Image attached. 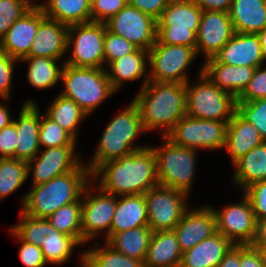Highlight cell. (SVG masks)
<instances>
[{
    "mask_svg": "<svg viewBox=\"0 0 266 267\" xmlns=\"http://www.w3.org/2000/svg\"><path fill=\"white\" fill-rule=\"evenodd\" d=\"M91 176L92 181L102 176L99 189L118 197L144 195L159 185L156 157L149 146L101 164Z\"/></svg>",
    "mask_w": 266,
    "mask_h": 267,
    "instance_id": "cell-1",
    "label": "cell"
},
{
    "mask_svg": "<svg viewBox=\"0 0 266 267\" xmlns=\"http://www.w3.org/2000/svg\"><path fill=\"white\" fill-rule=\"evenodd\" d=\"M132 102L145 131L159 127L166 136L186 115V84L148 81Z\"/></svg>",
    "mask_w": 266,
    "mask_h": 267,
    "instance_id": "cell-2",
    "label": "cell"
},
{
    "mask_svg": "<svg viewBox=\"0 0 266 267\" xmlns=\"http://www.w3.org/2000/svg\"><path fill=\"white\" fill-rule=\"evenodd\" d=\"M92 177L82 163L66 174L33 186L22 200V212L34 218H47L62 206L77 202Z\"/></svg>",
    "mask_w": 266,
    "mask_h": 267,
    "instance_id": "cell-3",
    "label": "cell"
},
{
    "mask_svg": "<svg viewBox=\"0 0 266 267\" xmlns=\"http://www.w3.org/2000/svg\"><path fill=\"white\" fill-rule=\"evenodd\" d=\"M144 131L139 111L136 105L131 102L107 125L95 151V156L87 166L90 173L92 174L105 162L116 160L134 150L145 148L146 146L134 147L132 145L136 136Z\"/></svg>",
    "mask_w": 266,
    "mask_h": 267,
    "instance_id": "cell-4",
    "label": "cell"
},
{
    "mask_svg": "<svg viewBox=\"0 0 266 267\" xmlns=\"http://www.w3.org/2000/svg\"><path fill=\"white\" fill-rule=\"evenodd\" d=\"M60 80L65 88L60 95L75 101L87 115L116 92L102 68L64 64Z\"/></svg>",
    "mask_w": 266,
    "mask_h": 267,
    "instance_id": "cell-5",
    "label": "cell"
},
{
    "mask_svg": "<svg viewBox=\"0 0 266 267\" xmlns=\"http://www.w3.org/2000/svg\"><path fill=\"white\" fill-rule=\"evenodd\" d=\"M18 238L40 246L47 263L62 264L68 261L73 248L80 243L72 236L59 232L45 218H34L21 213L20 223L11 228Z\"/></svg>",
    "mask_w": 266,
    "mask_h": 267,
    "instance_id": "cell-6",
    "label": "cell"
},
{
    "mask_svg": "<svg viewBox=\"0 0 266 267\" xmlns=\"http://www.w3.org/2000/svg\"><path fill=\"white\" fill-rule=\"evenodd\" d=\"M203 10L193 1L172 2L157 20V41L191 46L196 50L197 32Z\"/></svg>",
    "mask_w": 266,
    "mask_h": 267,
    "instance_id": "cell-7",
    "label": "cell"
},
{
    "mask_svg": "<svg viewBox=\"0 0 266 267\" xmlns=\"http://www.w3.org/2000/svg\"><path fill=\"white\" fill-rule=\"evenodd\" d=\"M237 99L229 92L219 89L200 70L199 83H186V115L193 118L230 121L236 112Z\"/></svg>",
    "mask_w": 266,
    "mask_h": 267,
    "instance_id": "cell-8",
    "label": "cell"
},
{
    "mask_svg": "<svg viewBox=\"0 0 266 267\" xmlns=\"http://www.w3.org/2000/svg\"><path fill=\"white\" fill-rule=\"evenodd\" d=\"M162 147H152L159 186L190 192L195 171L196 149L175 145L166 136Z\"/></svg>",
    "mask_w": 266,
    "mask_h": 267,
    "instance_id": "cell-9",
    "label": "cell"
},
{
    "mask_svg": "<svg viewBox=\"0 0 266 267\" xmlns=\"http://www.w3.org/2000/svg\"><path fill=\"white\" fill-rule=\"evenodd\" d=\"M148 52L152 71L146 76L142 87L148 81L182 84L188 82L185 69L197 55L193 47L161 44L156 41Z\"/></svg>",
    "mask_w": 266,
    "mask_h": 267,
    "instance_id": "cell-10",
    "label": "cell"
},
{
    "mask_svg": "<svg viewBox=\"0 0 266 267\" xmlns=\"http://www.w3.org/2000/svg\"><path fill=\"white\" fill-rule=\"evenodd\" d=\"M106 29L105 23L94 21L69 26L67 50H69L70 45H74L73 53L63 64L105 69L103 64Z\"/></svg>",
    "mask_w": 266,
    "mask_h": 267,
    "instance_id": "cell-11",
    "label": "cell"
},
{
    "mask_svg": "<svg viewBox=\"0 0 266 267\" xmlns=\"http://www.w3.org/2000/svg\"><path fill=\"white\" fill-rule=\"evenodd\" d=\"M229 121H213L185 115L166 135L175 145L191 149H221L225 147Z\"/></svg>",
    "mask_w": 266,
    "mask_h": 267,
    "instance_id": "cell-12",
    "label": "cell"
},
{
    "mask_svg": "<svg viewBox=\"0 0 266 267\" xmlns=\"http://www.w3.org/2000/svg\"><path fill=\"white\" fill-rule=\"evenodd\" d=\"M188 194L177 189L156 186L145 194L148 226L153 232L173 230L188 210Z\"/></svg>",
    "mask_w": 266,
    "mask_h": 267,
    "instance_id": "cell-13",
    "label": "cell"
},
{
    "mask_svg": "<svg viewBox=\"0 0 266 267\" xmlns=\"http://www.w3.org/2000/svg\"><path fill=\"white\" fill-rule=\"evenodd\" d=\"M105 24L110 32L125 38L139 49L149 51L157 41V21L128 3Z\"/></svg>",
    "mask_w": 266,
    "mask_h": 267,
    "instance_id": "cell-14",
    "label": "cell"
},
{
    "mask_svg": "<svg viewBox=\"0 0 266 267\" xmlns=\"http://www.w3.org/2000/svg\"><path fill=\"white\" fill-rule=\"evenodd\" d=\"M225 206L222 211L213 208L217 232L227 237L234 245H251L256 238L257 221L249 199Z\"/></svg>",
    "mask_w": 266,
    "mask_h": 267,
    "instance_id": "cell-15",
    "label": "cell"
},
{
    "mask_svg": "<svg viewBox=\"0 0 266 267\" xmlns=\"http://www.w3.org/2000/svg\"><path fill=\"white\" fill-rule=\"evenodd\" d=\"M89 184L82 194V243L94 238L107 229L106 237L110 234L111 223L116 209V196L103 192L91 194ZM89 190V192H88ZM91 194V195H90Z\"/></svg>",
    "mask_w": 266,
    "mask_h": 267,
    "instance_id": "cell-16",
    "label": "cell"
},
{
    "mask_svg": "<svg viewBox=\"0 0 266 267\" xmlns=\"http://www.w3.org/2000/svg\"><path fill=\"white\" fill-rule=\"evenodd\" d=\"M75 145L45 148L44 152L28 161V176L33 170V186L75 170L80 164ZM37 158V159H36ZM35 161V163H34ZM34 165H33V164Z\"/></svg>",
    "mask_w": 266,
    "mask_h": 267,
    "instance_id": "cell-17",
    "label": "cell"
},
{
    "mask_svg": "<svg viewBox=\"0 0 266 267\" xmlns=\"http://www.w3.org/2000/svg\"><path fill=\"white\" fill-rule=\"evenodd\" d=\"M234 33L232 21L227 12L203 11L196 34V54L202 50L206 60L215 57Z\"/></svg>",
    "mask_w": 266,
    "mask_h": 267,
    "instance_id": "cell-18",
    "label": "cell"
},
{
    "mask_svg": "<svg viewBox=\"0 0 266 267\" xmlns=\"http://www.w3.org/2000/svg\"><path fill=\"white\" fill-rule=\"evenodd\" d=\"M173 231L182 253L191 249L217 232L213 208L187 210Z\"/></svg>",
    "mask_w": 266,
    "mask_h": 267,
    "instance_id": "cell-19",
    "label": "cell"
},
{
    "mask_svg": "<svg viewBox=\"0 0 266 267\" xmlns=\"http://www.w3.org/2000/svg\"><path fill=\"white\" fill-rule=\"evenodd\" d=\"M44 17L42 9L30 8L0 39V50L17 60L26 57Z\"/></svg>",
    "mask_w": 266,
    "mask_h": 267,
    "instance_id": "cell-20",
    "label": "cell"
},
{
    "mask_svg": "<svg viewBox=\"0 0 266 267\" xmlns=\"http://www.w3.org/2000/svg\"><path fill=\"white\" fill-rule=\"evenodd\" d=\"M19 120L15 121L17 130V146L15 158L23 161H30L40 150V112L37 104L32 100L24 102Z\"/></svg>",
    "mask_w": 266,
    "mask_h": 267,
    "instance_id": "cell-21",
    "label": "cell"
},
{
    "mask_svg": "<svg viewBox=\"0 0 266 267\" xmlns=\"http://www.w3.org/2000/svg\"><path fill=\"white\" fill-rule=\"evenodd\" d=\"M213 58L218 63L257 68L262 65L261 45L256 34L234 33Z\"/></svg>",
    "mask_w": 266,
    "mask_h": 267,
    "instance_id": "cell-22",
    "label": "cell"
},
{
    "mask_svg": "<svg viewBox=\"0 0 266 267\" xmlns=\"http://www.w3.org/2000/svg\"><path fill=\"white\" fill-rule=\"evenodd\" d=\"M68 28L45 16L39 23L30 53L26 57L60 59L67 51Z\"/></svg>",
    "mask_w": 266,
    "mask_h": 267,
    "instance_id": "cell-23",
    "label": "cell"
},
{
    "mask_svg": "<svg viewBox=\"0 0 266 267\" xmlns=\"http://www.w3.org/2000/svg\"><path fill=\"white\" fill-rule=\"evenodd\" d=\"M255 69L218 63L214 58H209L205 61L202 72L219 89L231 93L237 99L247 88Z\"/></svg>",
    "mask_w": 266,
    "mask_h": 267,
    "instance_id": "cell-24",
    "label": "cell"
},
{
    "mask_svg": "<svg viewBox=\"0 0 266 267\" xmlns=\"http://www.w3.org/2000/svg\"><path fill=\"white\" fill-rule=\"evenodd\" d=\"M234 244L216 232L182 253L179 267H217Z\"/></svg>",
    "mask_w": 266,
    "mask_h": 267,
    "instance_id": "cell-25",
    "label": "cell"
},
{
    "mask_svg": "<svg viewBox=\"0 0 266 267\" xmlns=\"http://www.w3.org/2000/svg\"><path fill=\"white\" fill-rule=\"evenodd\" d=\"M117 198L118 196L110 234L106 241L115 233L148 226L147 204L143 194L123 195L120 200Z\"/></svg>",
    "mask_w": 266,
    "mask_h": 267,
    "instance_id": "cell-26",
    "label": "cell"
},
{
    "mask_svg": "<svg viewBox=\"0 0 266 267\" xmlns=\"http://www.w3.org/2000/svg\"><path fill=\"white\" fill-rule=\"evenodd\" d=\"M263 142L264 140L253 124L235 112L227 124L224 147L231 155L232 164Z\"/></svg>",
    "mask_w": 266,
    "mask_h": 267,
    "instance_id": "cell-27",
    "label": "cell"
},
{
    "mask_svg": "<svg viewBox=\"0 0 266 267\" xmlns=\"http://www.w3.org/2000/svg\"><path fill=\"white\" fill-rule=\"evenodd\" d=\"M182 251L173 230L153 232L144 267H179Z\"/></svg>",
    "mask_w": 266,
    "mask_h": 267,
    "instance_id": "cell-28",
    "label": "cell"
},
{
    "mask_svg": "<svg viewBox=\"0 0 266 267\" xmlns=\"http://www.w3.org/2000/svg\"><path fill=\"white\" fill-rule=\"evenodd\" d=\"M228 14L235 33L256 34L266 28V0H233Z\"/></svg>",
    "mask_w": 266,
    "mask_h": 267,
    "instance_id": "cell-29",
    "label": "cell"
},
{
    "mask_svg": "<svg viewBox=\"0 0 266 267\" xmlns=\"http://www.w3.org/2000/svg\"><path fill=\"white\" fill-rule=\"evenodd\" d=\"M146 61H149L148 50L137 48L134 52L110 63V70H106V73L113 89L117 91L124 81L141 78L148 66Z\"/></svg>",
    "mask_w": 266,
    "mask_h": 267,
    "instance_id": "cell-30",
    "label": "cell"
},
{
    "mask_svg": "<svg viewBox=\"0 0 266 267\" xmlns=\"http://www.w3.org/2000/svg\"><path fill=\"white\" fill-rule=\"evenodd\" d=\"M44 15L71 26L91 21V0H49L40 4Z\"/></svg>",
    "mask_w": 266,
    "mask_h": 267,
    "instance_id": "cell-31",
    "label": "cell"
},
{
    "mask_svg": "<svg viewBox=\"0 0 266 267\" xmlns=\"http://www.w3.org/2000/svg\"><path fill=\"white\" fill-rule=\"evenodd\" d=\"M153 231L142 226L113 234L107 241L115 251L144 262Z\"/></svg>",
    "mask_w": 266,
    "mask_h": 267,
    "instance_id": "cell-32",
    "label": "cell"
},
{
    "mask_svg": "<svg viewBox=\"0 0 266 267\" xmlns=\"http://www.w3.org/2000/svg\"><path fill=\"white\" fill-rule=\"evenodd\" d=\"M233 166V182L246 189L251 184L266 180V142L254 147L246 155L238 159Z\"/></svg>",
    "mask_w": 266,
    "mask_h": 267,
    "instance_id": "cell-33",
    "label": "cell"
},
{
    "mask_svg": "<svg viewBox=\"0 0 266 267\" xmlns=\"http://www.w3.org/2000/svg\"><path fill=\"white\" fill-rule=\"evenodd\" d=\"M46 115L75 139L77 137V125L88 116L75 101L60 94L55 98Z\"/></svg>",
    "mask_w": 266,
    "mask_h": 267,
    "instance_id": "cell-34",
    "label": "cell"
},
{
    "mask_svg": "<svg viewBox=\"0 0 266 267\" xmlns=\"http://www.w3.org/2000/svg\"><path fill=\"white\" fill-rule=\"evenodd\" d=\"M59 59L44 57H24L19 61H29L27 79L29 83L38 89L54 86L61 78L62 69L57 67Z\"/></svg>",
    "mask_w": 266,
    "mask_h": 267,
    "instance_id": "cell-35",
    "label": "cell"
},
{
    "mask_svg": "<svg viewBox=\"0 0 266 267\" xmlns=\"http://www.w3.org/2000/svg\"><path fill=\"white\" fill-rule=\"evenodd\" d=\"M82 198L77 202L62 206L46 219L59 232L74 237L82 244Z\"/></svg>",
    "mask_w": 266,
    "mask_h": 267,
    "instance_id": "cell-36",
    "label": "cell"
},
{
    "mask_svg": "<svg viewBox=\"0 0 266 267\" xmlns=\"http://www.w3.org/2000/svg\"><path fill=\"white\" fill-rule=\"evenodd\" d=\"M27 177V161L16 158L0 159V199L20 188Z\"/></svg>",
    "mask_w": 266,
    "mask_h": 267,
    "instance_id": "cell-37",
    "label": "cell"
},
{
    "mask_svg": "<svg viewBox=\"0 0 266 267\" xmlns=\"http://www.w3.org/2000/svg\"><path fill=\"white\" fill-rule=\"evenodd\" d=\"M83 259L90 267H144L141 260L125 256L107 243L103 248L83 252Z\"/></svg>",
    "mask_w": 266,
    "mask_h": 267,
    "instance_id": "cell-38",
    "label": "cell"
},
{
    "mask_svg": "<svg viewBox=\"0 0 266 267\" xmlns=\"http://www.w3.org/2000/svg\"><path fill=\"white\" fill-rule=\"evenodd\" d=\"M40 117L39 143L46 148L76 145V139L46 114Z\"/></svg>",
    "mask_w": 266,
    "mask_h": 267,
    "instance_id": "cell-39",
    "label": "cell"
},
{
    "mask_svg": "<svg viewBox=\"0 0 266 267\" xmlns=\"http://www.w3.org/2000/svg\"><path fill=\"white\" fill-rule=\"evenodd\" d=\"M236 112L252 123L266 142V98L249 102H236Z\"/></svg>",
    "mask_w": 266,
    "mask_h": 267,
    "instance_id": "cell-40",
    "label": "cell"
},
{
    "mask_svg": "<svg viewBox=\"0 0 266 267\" xmlns=\"http://www.w3.org/2000/svg\"><path fill=\"white\" fill-rule=\"evenodd\" d=\"M137 47L125 38L110 32L108 29L104 35V63L113 61L134 52Z\"/></svg>",
    "mask_w": 266,
    "mask_h": 267,
    "instance_id": "cell-41",
    "label": "cell"
},
{
    "mask_svg": "<svg viewBox=\"0 0 266 267\" xmlns=\"http://www.w3.org/2000/svg\"><path fill=\"white\" fill-rule=\"evenodd\" d=\"M29 9L22 0H0V39Z\"/></svg>",
    "mask_w": 266,
    "mask_h": 267,
    "instance_id": "cell-42",
    "label": "cell"
},
{
    "mask_svg": "<svg viewBox=\"0 0 266 267\" xmlns=\"http://www.w3.org/2000/svg\"><path fill=\"white\" fill-rule=\"evenodd\" d=\"M127 3L126 0H91V21L105 23Z\"/></svg>",
    "mask_w": 266,
    "mask_h": 267,
    "instance_id": "cell-43",
    "label": "cell"
},
{
    "mask_svg": "<svg viewBox=\"0 0 266 267\" xmlns=\"http://www.w3.org/2000/svg\"><path fill=\"white\" fill-rule=\"evenodd\" d=\"M249 199L256 221L266 219V180L255 182L244 189Z\"/></svg>",
    "mask_w": 266,
    "mask_h": 267,
    "instance_id": "cell-44",
    "label": "cell"
},
{
    "mask_svg": "<svg viewBox=\"0 0 266 267\" xmlns=\"http://www.w3.org/2000/svg\"><path fill=\"white\" fill-rule=\"evenodd\" d=\"M262 65L255 69L247 88L237 98V102H249L266 98V69Z\"/></svg>",
    "mask_w": 266,
    "mask_h": 267,
    "instance_id": "cell-45",
    "label": "cell"
},
{
    "mask_svg": "<svg viewBox=\"0 0 266 267\" xmlns=\"http://www.w3.org/2000/svg\"><path fill=\"white\" fill-rule=\"evenodd\" d=\"M19 61L10 57L6 52L0 50V97L10 98L11 80L14 63Z\"/></svg>",
    "mask_w": 266,
    "mask_h": 267,
    "instance_id": "cell-46",
    "label": "cell"
},
{
    "mask_svg": "<svg viewBox=\"0 0 266 267\" xmlns=\"http://www.w3.org/2000/svg\"><path fill=\"white\" fill-rule=\"evenodd\" d=\"M17 146V130L15 121L12 120L6 127L0 130V159L15 158Z\"/></svg>",
    "mask_w": 266,
    "mask_h": 267,
    "instance_id": "cell-47",
    "label": "cell"
},
{
    "mask_svg": "<svg viewBox=\"0 0 266 267\" xmlns=\"http://www.w3.org/2000/svg\"><path fill=\"white\" fill-rule=\"evenodd\" d=\"M22 242L19 249V258L26 267H44L47 264L44 254L40 246L32 243Z\"/></svg>",
    "mask_w": 266,
    "mask_h": 267,
    "instance_id": "cell-48",
    "label": "cell"
},
{
    "mask_svg": "<svg viewBox=\"0 0 266 267\" xmlns=\"http://www.w3.org/2000/svg\"><path fill=\"white\" fill-rule=\"evenodd\" d=\"M128 4L157 21L169 3L167 0H129Z\"/></svg>",
    "mask_w": 266,
    "mask_h": 267,
    "instance_id": "cell-49",
    "label": "cell"
},
{
    "mask_svg": "<svg viewBox=\"0 0 266 267\" xmlns=\"http://www.w3.org/2000/svg\"><path fill=\"white\" fill-rule=\"evenodd\" d=\"M240 267H265L261 254L252 245H240Z\"/></svg>",
    "mask_w": 266,
    "mask_h": 267,
    "instance_id": "cell-50",
    "label": "cell"
},
{
    "mask_svg": "<svg viewBox=\"0 0 266 267\" xmlns=\"http://www.w3.org/2000/svg\"><path fill=\"white\" fill-rule=\"evenodd\" d=\"M203 11L229 12L233 0H193Z\"/></svg>",
    "mask_w": 266,
    "mask_h": 267,
    "instance_id": "cell-51",
    "label": "cell"
},
{
    "mask_svg": "<svg viewBox=\"0 0 266 267\" xmlns=\"http://www.w3.org/2000/svg\"><path fill=\"white\" fill-rule=\"evenodd\" d=\"M217 267H240V245H233Z\"/></svg>",
    "mask_w": 266,
    "mask_h": 267,
    "instance_id": "cell-52",
    "label": "cell"
},
{
    "mask_svg": "<svg viewBox=\"0 0 266 267\" xmlns=\"http://www.w3.org/2000/svg\"><path fill=\"white\" fill-rule=\"evenodd\" d=\"M251 245L253 247H266V219L257 221L256 238Z\"/></svg>",
    "mask_w": 266,
    "mask_h": 267,
    "instance_id": "cell-53",
    "label": "cell"
},
{
    "mask_svg": "<svg viewBox=\"0 0 266 267\" xmlns=\"http://www.w3.org/2000/svg\"><path fill=\"white\" fill-rule=\"evenodd\" d=\"M12 120L10 118V112L6 106L0 104V130L6 127Z\"/></svg>",
    "mask_w": 266,
    "mask_h": 267,
    "instance_id": "cell-54",
    "label": "cell"
},
{
    "mask_svg": "<svg viewBox=\"0 0 266 267\" xmlns=\"http://www.w3.org/2000/svg\"><path fill=\"white\" fill-rule=\"evenodd\" d=\"M259 43L261 45V57H262V65L266 60V28L262 31L256 33Z\"/></svg>",
    "mask_w": 266,
    "mask_h": 267,
    "instance_id": "cell-55",
    "label": "cell"
},
{
    "mask_svg": "<svg viewBox=\"0 0 266 267\" xmlns=\"http://www.w3.org/2000/svg\"><path fill=\"white\" fill-rule=\"evenodd\" d=\"M254 248L257 249L259 253L261 254L263 263L266 267V247H254Z\"/></svg>",
    "mask_w": 266,
    "mask_h": 267,
    "instance_id": "cell-56",
    "label": "cell"
},
{
    "mask_svg": "<svg viewBox=\"0 0 266 267\" xmlns=\"http://www.w3.org/2000/svg\"><path fill=\"white\" fill-rule=\"evenodd\" d=\"M29 8H36V9H40V5L36 4V3H32L30 2L31 0H22ZM49 1V0H46Z\"/></svg>",
    "mask_w": 266,
    "mask_h": 267,
    "instance_id": "cell-57",
    "label": "cell"
},
{
    "mask_svg": "<svg viewBox=\"0 0 266 267\" xmlns=\"http://www.w3.org/2000/svg\"><path fill=\"white\" fill-rule=\"evenodd\" d=\"M81 257H80V262H81V267H90L86 262H85V260L83 259V254H81L80 255Z\"/></svg>",
    "mask_w": 266,
    "mask_h": 267,
    "instance_id": "cell-58",
    "label": "cell"
},
{
    "mask_svg": "<svg viewBox=\"0 0 266 267\" xmlns=\"http://www.w3.org/2000/svg\"><path fill=\"white\" fill-rule=\"evenodd\" d=\"M168 3H172V2H185V1H188V0H167Z\"/></svg>",
    "mask_w": 266,
    "mask_h": 267,
    "instance_id": "cell-59",
    "label": "cell"
}]
</instances>
